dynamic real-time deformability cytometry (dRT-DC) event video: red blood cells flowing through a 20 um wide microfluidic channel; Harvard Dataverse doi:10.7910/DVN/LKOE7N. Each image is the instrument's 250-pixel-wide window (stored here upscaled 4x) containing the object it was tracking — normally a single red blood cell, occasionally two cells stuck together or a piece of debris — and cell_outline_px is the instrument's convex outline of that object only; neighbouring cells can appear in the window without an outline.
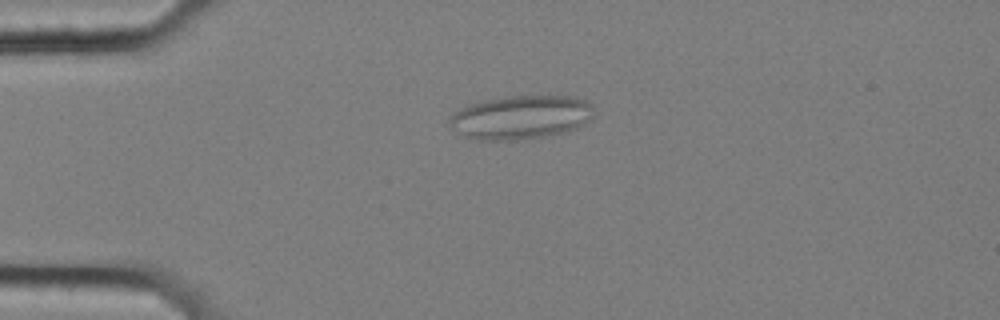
{"species": "common noctule bat (a hibernating species)", "species_latin": "Nyctalus noctula", "temperature_condition": "cold", "stored_images_in_passage": 58, "segment_of_instrument_passage": [1, 2], "camera_frame_rate_fps": 3000, "um_per_image_px": 0.085, "animal": {"sex": "female", "body_mass_g": 25.1}, "frame": {"image": 1, "passage_image": 14, "time_ms": 4.333, "image_size_px": [1000, 320], "cell_outline_px": [[592, 116], [584, 124], [576, 128], [564, 132], [524, 140], [480, 140], [464, 136], [452, 128], [448, 124], [448, 116], [472, 104], [484, 100], [504, 96], [576, 96], [588, 100], [592, 104]], "centroid_in_image_um": [44.28, 9.97], "position_along_channel_um": 40.7, "area_um2": 36.88}}